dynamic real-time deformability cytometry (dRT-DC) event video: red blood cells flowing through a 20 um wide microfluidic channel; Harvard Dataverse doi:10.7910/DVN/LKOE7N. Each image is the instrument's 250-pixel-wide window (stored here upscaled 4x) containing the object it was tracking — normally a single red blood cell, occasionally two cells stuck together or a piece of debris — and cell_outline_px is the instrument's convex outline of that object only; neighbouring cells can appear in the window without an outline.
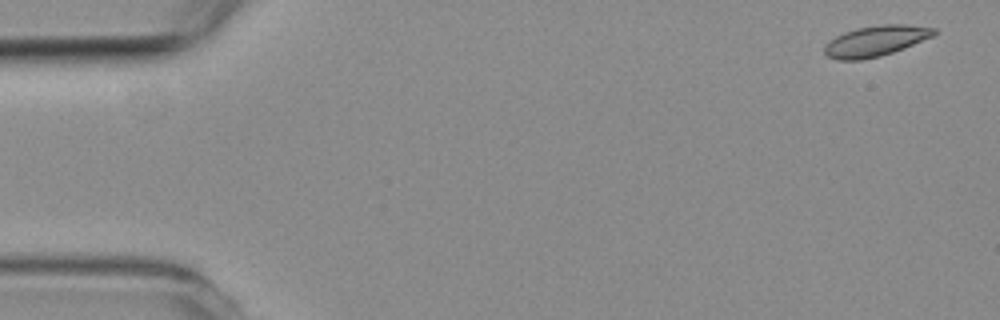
{"species": "common noctule bat (a hibernating species)", "species_latin": "Nyctalus noctula", "temperature_condition": "room temperature", "stored_images_in_passage": 7, "camera_frame_rate_fps": 3000, "um_per_image_px": 0.085, "animal": {"sex": "female", "body_mass_g": 19.3, "forearm_length_mm": 54.1}, "frame": {"image": 1, "passage_image": 1, "time_ms": 0.0, "image_size_px": [1000, 320], "cell_outline_px": [[936, 32], [932, 36], [904, 48], [880, 56], [860, 60], [840, 60], [828, 56], [824, 52], [824, 48], [836, 36], [844, 32], [856, 28], [880, 24], [904, 24], [936, 28]], "centroid_in_image_um": [74.44, 3.47], "position_along_channel_um": 10.6, "area_um2": 19.25}}
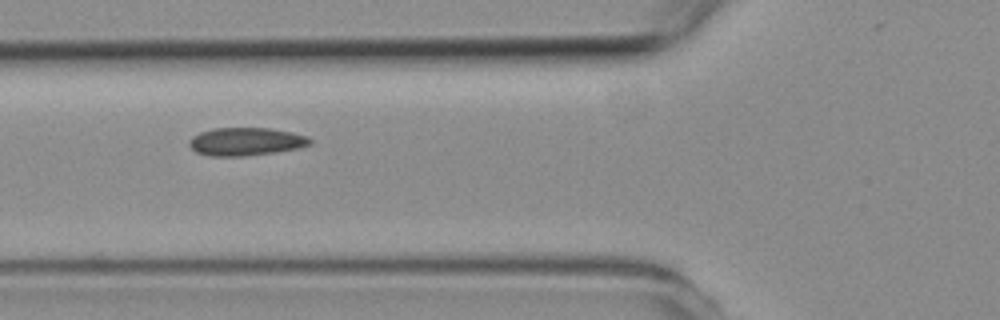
{"frame": {"image": 2, "passage_image": 6, "time_ms": 5.667, "image_size_px": [1000, 320], "cell_outline_px": [[312, 144], [300, 148], [276, 152], [244, 156], [212, 156], [196, 152], [188, 144], [188, 140], [192, 136], [200, 132], [212, 128], [268, 128], [292, 132], [308, 136], [312, 140]], "centroid_in_image_um": [20.91, 12.03], "position_along_channel_um": 104.9, "area_um2": 19.88}}
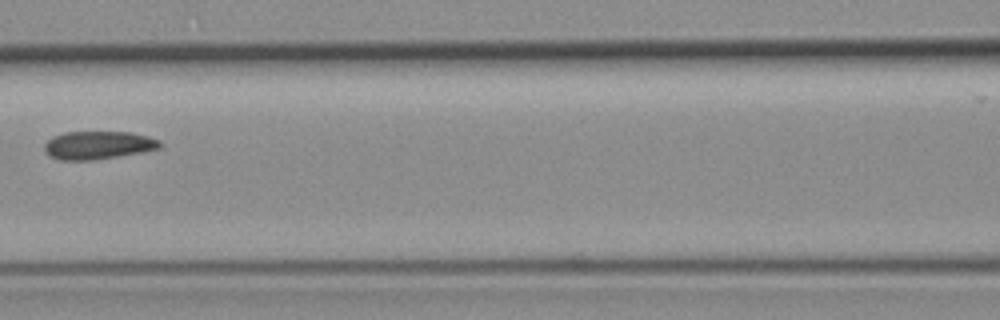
{"frame": {"image": 3, "passage_image": 7, "time_ms": 7.0, "image_size_px": [1000, 320], "cell_outline_px": [[164, 144], [160, 148], [144, 152], [92, 160], [60, 160], [48, 156], [44, 152], [44, 144], [52, 136], [64, 132], [132, 132], [148, 136], [160, 140]], "centroid_in_image_um": [8.34, 12.34], "position_along_channel_um": 158.3, "area_um2": 19.19}}